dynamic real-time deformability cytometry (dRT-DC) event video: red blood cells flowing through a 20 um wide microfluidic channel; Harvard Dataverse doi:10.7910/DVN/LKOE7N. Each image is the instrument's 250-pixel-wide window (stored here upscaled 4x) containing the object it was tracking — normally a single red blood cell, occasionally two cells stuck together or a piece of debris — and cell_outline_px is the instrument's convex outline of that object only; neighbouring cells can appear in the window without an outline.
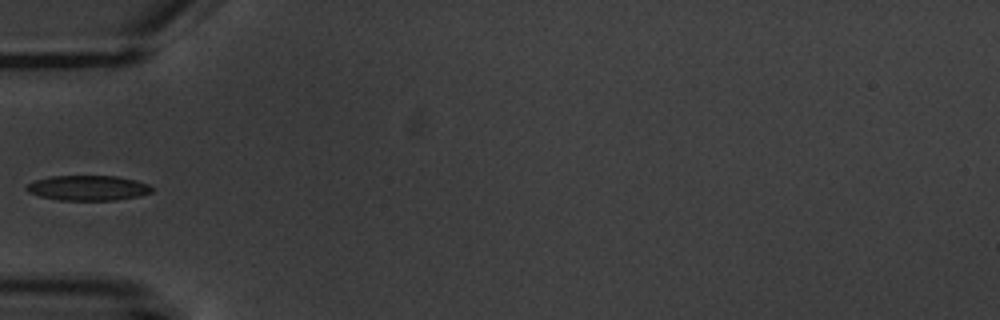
{"species": "common noctule bat (a hibernating species)", "species_latin": "Nyctalus noctula", "temperature_condition": "warm", "stored_images_in_passage": 4, "camera_frame_rate_fps": 3000, "um_per_image_px": 0.085, "animal": {"sex": "male", "body_mass_g": 20.1, "forearm_length_mm": 53.5}, "frame": {"image": 1, "passage_image": 4, "time_ms": 4.667, "image_size_px": [1000, 320], "cell_outline_px": [[152, 192], [140, 196], [116, 200], [60, 200], [40, 196], [28, 192], [24, 188], [28, 184], [36, 180], [48, 176], [116, 176], [136, 180], [148, 184], [152, 188]], "centroid_in_image_um": [7.48, 15.97], "position_along_channel_um": 77.5, "area_um2": 18.32}}